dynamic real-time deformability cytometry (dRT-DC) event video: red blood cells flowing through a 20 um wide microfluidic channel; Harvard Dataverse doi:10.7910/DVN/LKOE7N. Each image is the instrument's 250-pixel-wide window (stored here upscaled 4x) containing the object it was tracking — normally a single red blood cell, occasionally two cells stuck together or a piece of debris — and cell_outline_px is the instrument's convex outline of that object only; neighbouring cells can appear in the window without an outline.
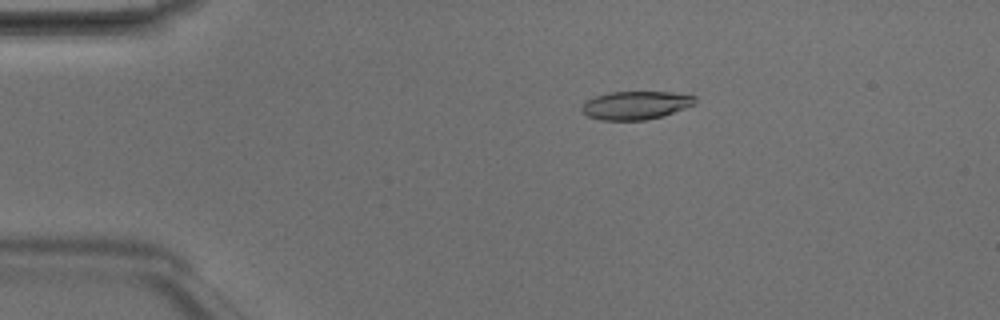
{"species": "Egyptian fruit bat (a non-hibernating species)", "species_latin": "Rousettus aegyptiacus", "temperature_condition": "room temperature", "stored_images_in_passage": 4, "camera_frame_rate_fps": 3000, "um_per_image_px": 0.085, "animal": {"sex": "male"}, "frame": {"image": 1, "passage_image": 3, "time_ms": 0.667, "image_size_px": [1000, 320], "cell_outline_px": [[696, 100], [692, 104], [684, 108], [664, 116], [644, 120], [600, 120], [588, 116], [580, 112], [580, 108], [588, 100], [596, 96], [608, 92], [672, 92], [696, 96]], "centroid_in_image_um": [54.01, 8.95], "position_along_channel_um": 31.0, "area_um2": 18.61}}